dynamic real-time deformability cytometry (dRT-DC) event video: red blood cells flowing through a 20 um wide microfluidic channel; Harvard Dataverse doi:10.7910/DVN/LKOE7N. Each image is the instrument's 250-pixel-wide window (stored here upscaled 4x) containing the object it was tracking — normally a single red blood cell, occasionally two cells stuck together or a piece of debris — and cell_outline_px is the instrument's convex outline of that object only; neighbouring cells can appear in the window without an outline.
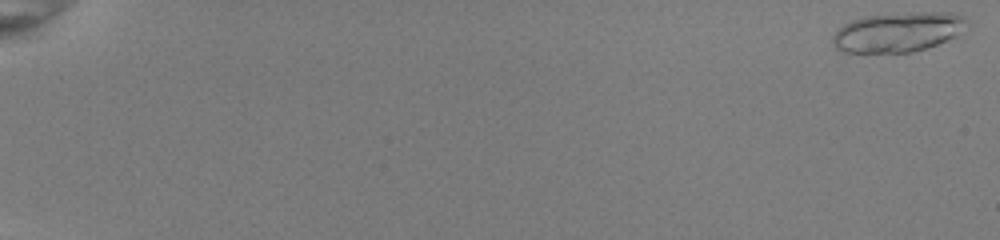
{"species": "common noctule bat (a hibernating species)", "species_latin": "Nyctalus noctula", "temperature_condition": "room temperature", "stored_images_in_passage": 23, "camera_frame_rate_fps": 3000, "um_per_image_px": 0.085, "animal": {"sex": "female", "body_mass_g": 22.0, "forearm_length_mm": 56.7}, "frame": {"image": 1, "passage_image": 1, "time_ms": 0.0, "image_size_px": [1000, 240], "cell_outline_px": [[960, 20], [956, 36], [936, 44], [912, 52], [844, 52], [836, 48], [832, 44], [832, 36], [844, 24], [852, 20], [868, 16], [912, 12], [956, 12], [960, 16]], "centroid_in_image_um": [76.2, 2.73], "position_along_channel_um": 8.8, "area_um2": 30.06}}